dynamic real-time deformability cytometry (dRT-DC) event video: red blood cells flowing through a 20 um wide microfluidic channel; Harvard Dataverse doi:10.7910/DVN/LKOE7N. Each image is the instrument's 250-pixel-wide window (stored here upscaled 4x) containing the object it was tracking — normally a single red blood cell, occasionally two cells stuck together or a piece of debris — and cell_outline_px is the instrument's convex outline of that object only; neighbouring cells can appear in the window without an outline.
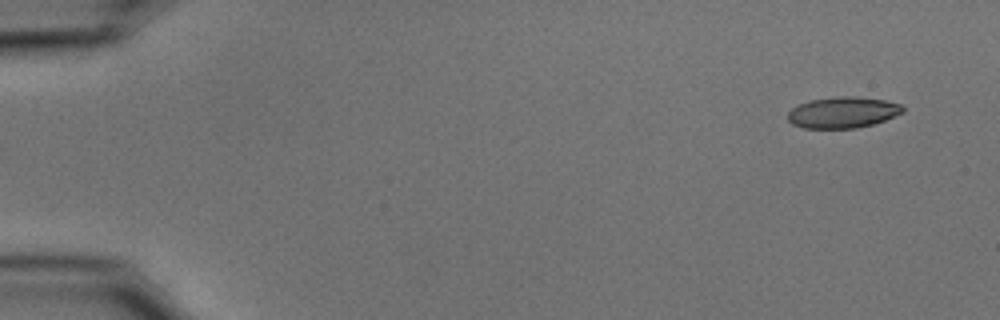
{"species": "common noctule bat (a hibernating species)", "species_latin": "Nyctalus noctula", "temperature_condition": "cold", "stored_images_in_passage": 51, "camera_frame_rate_fps": 3000, "um_per_image_px": 0.085, "animal": {"sex": "male", "body_mass_g": 15.6}, "frame": {"image": 1, "passage_image": 1, "time_ms": 0.0, "image_size_px": [1000, 320], "cell_outline_px": [[904, 112], [884, 120], [872, 124], [856, 128], [804, 128], [792, 124], [788, 120], [788, 112], [792, 108], [800, 104], [812, 100], [844, 96], [848, 96], [884, 100], [900, 104], [904, 108]], "centroid_in_image_um": [71.63, 9.57], "position_along_channel_um": 13.4, "area_um2": 20.52}}
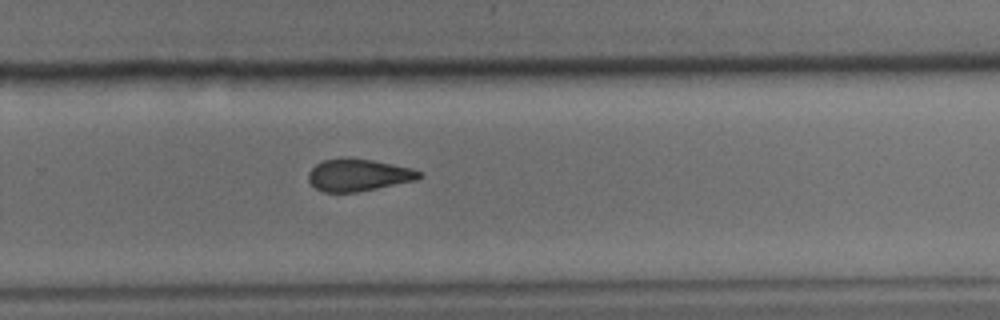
{"frame": {"image": 2, "passage_image": 34, "time_ms": 11.0, "image_size_px": [1000, 320], "cell_outline_px": [[424, 176], [416, 180], [356, 192], [324, 192], [316, 188], [308, 180], [308, 172], [316, 164], [324, 160], [344, 156], [352, 156], [412, 168], [420, 172]], "centroid_in_image_um": [30.44, 14.85], "position_along_channel_um": 299.4, "area_um2": 20.92}}
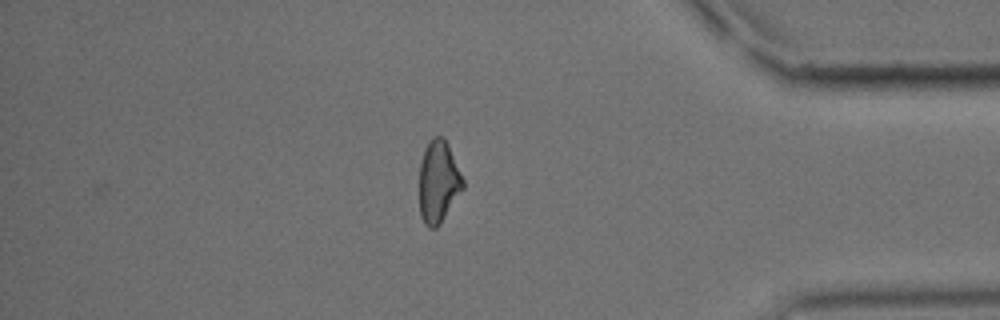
{"frame": {"image": 3, "passage_image": 44, "time_ms": 14.333, "image_size_px": [1000, 320], "cell_outline_px": [[464, 188], [440, 224], [436, 228], [428, 228], [424, 224], [420, 216], [420, 164], [424, 148], [432, 136], [444, 136], [448, 144], [464, 180]], "centroid_in_image_um": [37.26, 15.45], "position_along_channel_um": 397.9, "area_um2": 21.04}, "authors_computed_cell_mechanics": {"area_um2": 21.675, "velocity_mm_per_s": 3.7469, "shape_relaxation_time_tau1_ms": 5.6987, "shape_relaxation_time_tau2_ms": 2.5829, "deformation_change_tau1": 0.1421, "deformation_change_tau2": 0.0923}}